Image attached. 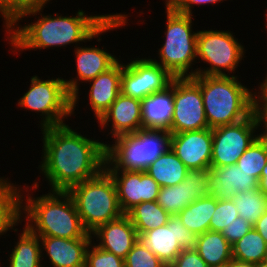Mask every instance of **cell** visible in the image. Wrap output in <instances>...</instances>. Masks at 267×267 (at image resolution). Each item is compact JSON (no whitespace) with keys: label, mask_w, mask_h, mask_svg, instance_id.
<instances>
[{"label":"cell","mask_w":267,"mask_h":267,"mask_svg":"<svg viewBox=\"0 0 267 267\" xmlns=\"http://www.w3.org/2000/svg\"><path fill=\"white\" fill-rule=\"evenodd\" d=\"M43 9L24 13L6 30L7 37L5 39L9 40L8 43L12 47V49L10 48L11 53L19 52L21 54V51L24 50L36 51L50 47H66L75 43L74 48H76L78 44H82L81 42H90L95 38L100 42L102 33L105 34L120 27L125 28L124 26L129 21V16L124 13L89 16L81 9L75 13V16H62L58 13L43 15ZM31 15L35 16L37 21L27 25L25 23L24 26L19 25V21L23 20L22 18L25 19L26 16L28 18Z\"/></svg>","instance_id":"obj_1"},{"label":"cell","mask_w":267,"mask_h":267,"mask_svg":"<svg viewBox=\"0 0 267 267\" xmlns=\"http://www.w3.org/2000/svg\"><path fill=\"white\" fill-rule=\"evenodd\" d=\"M72 129L66 124L41 129L42 161L38 167L49 191L68 192L104 169L106 143Z\"/></svg>","instance_id":"obj_2"},{"label":"cell","mask_w":267,"mask_h":267,"mask_svg":"<svg viewBox=\"0 0 267 267\" xmlns=\"http://www.w3.org/2000/svg\"><path fill=\"white\" fill-rule=\"evenodd\" d=\"M20 186V224L25 221V226L32 233L64 239L91 238V233L84 228L76 204L68 192L48 191L35 197L32 193L29 194V186L25 187L26 189Z\"/></svg>","instance_id":"obj_3"},{"label":"cell","mask_w":267,"mask_h":267,"mask_svg":"<svg viewBox=\"0 0 267 267\" xmlns=\"http://www.w3.org/2000/svg\"><path fill=\"white\" fill-rule=\"evenodd\" d=\"M192 78L200 85L210 129L242 121L254 111V88L250 90L243 85L239 77L194 75Z\"/></svg>","instance_id":"obj_4"},{"label":"cell","mask_w":267,"mask_h":267,"mask_svg":"<svg viewBox=\"0 0 267 267\" xmlns=\"http://www.w3.org/2000/svg\"><path fill=\"white\" fill-rule=\"evenodd\" d=\"M165 39L158 49V60H152L162 66L174 78L193 77L196 70L192 65L197 62V33L192 31L193 15L176 12L167 3ZM195 63V64H194ZM190 70V71H189Z\"/></svg>","instance_id":"obj_5"},{"label":"cell","mask_w":267,"mask_h":267,"mask_svg":"<svg viewBox=\"0 0 267 267\" xmlns=\"http://www.w3.org/2000/svg\"><path fill=\"white\" fill-rule=\"evenodd\" d=\"M168 130L140 129L115 137L105 145V170L145 171L170 148Z\"/></svg>","instance_id":"obj_6"},{"label":"cell","mask_w":267,"mask_h":267,"mask_svg":"<svg viewBox=\"0 0 267 267\" xmlns=\"http://www.w3.org/2000/svg\"><path fill=\"white\" fill-rule=\"evenodd\" d=\"M68 193L89 233L124 214L119 206L115 182L105 169L97 176L73 186Z\"/></svg>","instance_id":"obj_7"},{"label":"cell","mask_w":267,"mask_h":267,"mask_svg":"<svg viewBox=\"0 0 267 267\" xmlns=\"http://www.w3.org/2000/svg\"><path fill=\"white\" fill-rule=\"evenodd\" d=\"M29 90L18 100V107L40 113V129L66 124L65 118L72 116V96L68 93L64 78L30 79Z\"/></svg>","instance_id":"obj_8"},{"label":"cell","mask_w":267,"mask_h":267,"mask_svg":"<svg viewBox=\"0 0 267 267\" xmlns=\"http://www.w3.org/2000/svg\"><path fill=\"white\" fill-rule=\"evenodd\" d=\"M230 30H199L197 33V59L209 67L194 68L196 75L231 76L245 58V46ZM240 42V43H239ZM228 72V73H226ZM233 72V73H232Z\"/></svg>","instance_id":"obj_9"},{"label":"cell","mask_w":267,"mask_h":267,"mask_svg":"<svg viewBox=\"0 0 267 267\" xmlns=\"http://www.w3.org/2000/svg\"><path fill=\"white\" fill-rule=\"evenodd\" d=\"M260 127H262L261 119L253 111L242 121L213 128L211 167L236 164L248 147L261 135L258 134Z\"/></svg>","instance_id":"obj_10"},{"label":"cell","mask_w":267,"mask_h":267,"mask_svg":"<svg viewBox=\"0 0 267 267\" xmlns=\"http://www.w3.org/2000/svg\"><path fill=\"white\" fill-rule=\"evenodd\" d=\"M173 104L171 133L209 128L200 85L192 77L174 78Z\"/></svg>","instance_id":"obj_11"},{"label":"cell","mask_w":267,"mask_h":267,"mask_svg":"<svg viewBox=\"0 0 267 267\" xmlns=\"http://www.w3.org/2000/svg\"><path fill=\"white\" fill-rule=\"evenodd\" d=\"M123 63L121 93L143 100L145 97L164 90L174 78L162 66L155 63L151 56L134 58Z\"/></svg>","instance_id":"obj_12"},{"label":"cell","mask_w":267,"mask_h":267,"mask_svg":"<svg viewBox=\"0 0 267 267\" xmlns=\"http://www.w3.org/2000/svg\"><path fill=\"white\" fill-rule=\"evenodd\" d=\"M197 237L178 215H171L166 225L138 235V240L164 264L170 265L182 250L195 248Z\"/></svg>","instance_id":"obj_13"},{"label":"cell","mask_w":267,"mask_h":267,"mask_svg":"<svg viewBox=\"0 0 267 267\" xmlns=\"http://www.w3.org/2000/svg\"><path fill=\"white\" fill-rule=\"evenodd\" d=\"M77 77L72 79H64L68 93L72 96V114H75L77 104H79V87L80 83H86L100 73L111 68L120 58L115 57L107 52V49L97 46H80L74 50ZM118 58V59H117Z\"/></svg>","instance_id":"obj_14"},{"label":"cell","mask_w":267,"mask_h":267,"mask_svg":"<svg viewBox=\"0 0 267 267\" xmlns=\"http://www.w3.org/2000/svg\"><path fill=\"white\" fill-rule=\"evenodd\" d=\"M106 171L115 182L119 206L124 214L137 204L157 200L160 186L147 172Z\"/></svg>","instance_id":"obj_15"},{"label":"cell","mask_w":267,"mask_h":267,"mask_svg":"<svg viewBox=\"0 0 267 267\" xmlns=\"http://www.w3.org/2000/svg\"><path fill=\"white\" fill-rule=\"evenodd\" d=\"M207 172L203 169H188L183 182L160 187L157 203L170 215H177L195 200L209 196Z\"/></svg>","instance_id":"obj_16"},{"label":"cell","mask_w":267,"mask_h":267,"mask_svg":"<svg viewBox=\"0 0 267 267\" xmlns=\"http://www.w3.org/2000/svg\"><path fill=\"white\" fill-rule=\"evenodd\" d=\"M170 148L188 169L210 170L212 129L171 133Z\"/></svg>","instance_id":"obj_17"},{"label":"cell","mask_w":267,"mask_h":267,"mask_svg":"<svg viewBox=\"0 0 267 267\" xmlns=\"http://www.w3.org/2000/svg\"><path fill=\"white\" fill-rule=\"evenodd\" d=\"M97 122L101 129H108L107 127L110 126L107 136L111 135V138L135 133L143 129L142 102L120 93Z\"/></svg>","instance_id":"obj_18"},{"label":"cell","mask_w":267,"mask_h":267,"mask_svg":"<svg viewBox=\"0 0 267 267\" xmlns=\"http://www.w3.org/2000/svg\"><path fill=\"white\" fill-rule=\"evenodd\" d=\"M207 185L210 196L217 200L235 197L237 192H248L259 188V182L239 167L228 165L210 167L207 172Z\"/></svg>","instance_id":"obj_19"},{"label":"cell","mask_w":267,"mask_h":267,"mask_svg":"<svg viewBox=\"0 0 267 267\" xmlns=\"http://www.w3.org/2000/svg\"><path fill=\"white\" fill-rule=\"evenodd\" d=\"M92 241L96 246L125 259L133 245L138 241L137 231L130 218L123 214L116 220L97 227L91 233Z\"/></svg>","instance_id":"obj_20"},{"label":"cell","mask_w":267,"mask_h":267,"mask_svg":"<svg viewBox=\"0 0 267 267\" xmlns=\"http://www.w3.org/2000/svg\"><path fill=\"white\" fill-rule=\"evenodd\" d=\"M39 239L43 257L41 259L48 257L50 267H85L86 252L92 238L64 239L39 236Z\"/></svg>","instance_id":"obj_21"},{"label":"cell","mask_w":267,"mask_h":267,"mask_svg":"<svg viewBox=\"0 0 267 267\" xmlns=\"http://www.w3.org/2000/svg\"><path fill=\"white\" fill-rule=\"evenodd\" d=\"M122 61L118 60L107 71L88 81L89 106L95 119L99 120L121 93Z\"/></svg>","instance_id":"obj_22"},{"label":"cell","mask_w":267,"mask_h":267,"mask_svg":"<svg viewBox=\"0 0 267 267\" xmlns=\"http://www.w3.org/2000/svg\"><path fill=\"white\" fill-rule=\"evenodd\" d=\"M141 102L143 129L170 132L174 112V78L164 90L145 97Z\"/></svg>","instance_id":"obj_23"},{"label":"cell","mask_w":267,"mask_h":267,"mask_svg":"<svg viewBox=\"0 0 267 267\" xmlns=\"http://www.w3.org/2000/svg\"><path fill=\"white\" fill-rule=\"evenodd\" d=\"M18 235L14 248L8 255L9 267H44L41 257V244L39 236L32 233L25 225ZM20 235V236H19Z\"/></svg>","instance_id":"obj_24"},{"label":"cell","mask_w":267,"mask_h":267,"mask_svg":"<svg viewBox=\"0 0 267 267\" xmlns=\"http://www.w3.org/2000/svg\"><path fill=\"white\" fill-rule=\"evenodd\" d=\"M194 249L209 267L225 264L233 258L232 245L217 231L199 234Z\"/></svg>","instance_id":"obj_25"},{"label":"cell","mask_w":267,"mask_h":267,"mask_svg":"<svg viewBox=\"0 0 267 267\" xmlns=\"http://www.w3.org/2000/svg\"><path fill=\"white\" fill-rule=\"evenodd\" d=\"M188 168L169 148L160 155L146 170L160 187L177 185L186 178Z\"/></svg>","instance_id":"obj_26"},{"label":"cell","mask_w":267,"mask_h":267,"mask_svg":"<svg viewBox=\"0 0 267 267\" xmlns=\"http://www.w3.org/2000/svg\"><path fill=\"white\" fill-rule=\"evenodd\" d=\"M19 185L0 177V237L12 230L17 233L19 218Z\"/></svg>","instance_id":"obj_27"},{"label":"cell","mask_w":267,"mask_h":267,"mask_svg":"<svg viewBox=\"0 0 267 267\" xmlns=\"http://www.w3.org/2000/svg\"><path fill=\"white\" fill-rule=\"evenodd\" d=\"M216 208V198L201 197L186 206L177 215L184 226L197 235L209 230V223Z\"/></svg>","instance_id":"obj_28"},{"label":"cell","mask_w":267,"mask_h":267,"mask_svg":"<svg viewBox=\"0 0 267 267\" xmlns=\"http://www.w3.org/2000/svg\"><path fill=\"white\" fill-rule=\"evenodd\" d=\"M126 215L130 218L138 235L166 225L171 217L157 201H147L137 204Z\"/></svg>","instance_id":"obj_29"},{"label":"cell","mask_w":267,"mask_h":267,"mask_svg":"<svg viewBox=\"0 0 267 267\" xmlns=\"http://www.w3.org/2000/svg\"><path fill=\"white\" fill-rule=\"evenodd\" d=\"M232 257L242 262L259 263L267 259V244L252 227L248 233L232 245Z\"/></svg>","instance_id":"obj_30"},{"label":"cell","mask_w":267,"mask_h":267,"mask_svg":"<svg viewBox=\"0 0 267 267\" xmlns=\"http://www.w3.org/2000/svg\"><path fill=\"white\" fill-rule=\"evenodd\" d=\"M232 200L239 217L246 219L252 225L267 211V195H264L259 188L248 192H237Z\"/></svg>","instance_id":"obj_31"},{"label":"cell","mask_w":267,"mask_h":267,"mask_svg":"<svg viewBox=\"0 0 267 267\" xmlns=\"http://www.w3.org/2000/svg\"><path fill=\"white\" fill-rule=\"evenodd\" d=\"M267 163V139L261 134L237 160L236 165L258 182Z\"/></svg>","instance_id":"obj_32"},{"label":"cell","mask_w":267,"mask_h":267,"mask_svg":"<svg viewBox=\"0 0 267 267\" xmlns=\"http://www.w3.org/2000/svg\"><path fill=\"white\" fill-rule=\"evenodd\" d=\"M50 0H0L3 27H11L24 13L46 7Z\"/></svg>","instance_id":"obj_33"},{"label":"cell","mask_w":267,"mask_h":267,"mask_svg":"<svg viewBox=\"0 0 267 267\" xmlns=\"http://www.w3.org/2000/svg\"><path fill=\"white\" fill-rule=\"evenodd\" d=\"M238 216L239 213L232 199H216V208L209 223V230L222 232Z\"/></svg>","instance_id":"obj_34"},{"label":"cell","mask_w":267,"mask_h":267,"mask_svg":"<svg viewBox=\"0 0 267 267\" xmlns=\"http://www.w3.org/2000/svg\"><path fill=\"white\" fill-rule=\"evenodd\" d=\"M124 264L125 267H164L166 265L139 240L128 252Z\"/></svg>","instance_id":"obj_35"},{"label":"cell","mask_w":267,"mask_h":267,"mask_svg":"<svg viewBox=\"0 0 267 267\" xmlns=\"http://www.w3.org/2000/svg\"><path fill=\"white\" fill-rule=\"evenodd\" d=\"M94 242L87 249L85 267H125L124 259L101 249Z\"/></svg>","instance_id":"obj_36"},{"label":"cell","mask_w":267,"mask_h":267,"mask_svg":"<svg viewBox=\"0 0 267 267\" xmlns=\"http://www.w3.org/2000/svg\"><path fill=\"white\" fill-rule=\"evenodd\" d=\"M253 227L246 219L237 217L233 222L222 230V235L233 245L240 240Z\"/></svg>","instance_id":"obj_37"},{"label":"cell","mask_w":267,"mask_h":267,"mask_svg":"<svg viewBox=\"0 0 267 267\" xmlns=\"http://www.w3.org/2000/svg\"><path fill=\"white\" fill-rule=\"evenodd\" d=\"M170 267H209L195 249L182 250Z\"/></svg>","instance_id":"obj_38"},{"label":"cell","mask_w":267,"mask_h":267,"mask_svg":"<svg viewBox=\"0 0 267 267\" xmlns=\"http://www.w3.org/2000/svg\"><path fill=\"white\" fill-rule=\"evenodd\" d=\"M226 0H165V3L170 5L176 12L192 15L194 5H208V4H217L222 3Z\"/></svg>","instance_id":"obj_39"},{"label":"cell","mask_w":267,"mask_h":267,"mask_svg":"<svg viewBox=\"0 0 267 267\" xmlns=\"http://www.w3.org/2000/svg\"><path fill=\"white\" fill-rule=\"evenodd\" d=\"M255 91L254 111L259 117H267V74L265 76V79L262 80L261 83H259L258 89H255Z\"/></svg>","instance_id":"obj_40"},{"label":"cell","mask_w":267,"mask_h":267,"mask_svg":"<svg viewBox=\"0 0 267 267\" xmlns=\"http://www.w3.org/2000/svg\"><path fill=\"white\" fill-rule=\"evenodd\" d=\"M253 227L267 244V211L256 221Z\"/></svg>","instance_id":"obj_41"},{"label":"cell","mask_w":267,"mask_h":267,"mask_svg":"<svg viewBox=\"0 0 267 267\" xmlns=\"http://www.w3.org/2000/svg\"><path fill=\"white\" fill-rule=\"evenodd\" d=\"M259 189L264 195H267V163L261 173V177L259 180Z\"/></svg>","instance_id":"obj_42"},{"label":"cell","mask_w":267,"mask_h":267,"mask_svg":"<svg viewBox=\"0 0 267 267\" xmlns=\"http://www.w3.org/2000/svg\"><path fill=\"white\" fill-rule=\"evenodd\" d=\"M229 267H255V263L242 262L232 258L229 262Z\"/></svg>","instance_id":"obj_43"},{"label":"cell","mask_w":267,"mask_h":267,"mask_svg":"<svg viewBox=\"0 0 267 267\" xmlns=\"http://www.w3.org/2000/svg\"><path fill=\"white\" fill-rule=\"evenodd\" d=\"M261 119L262 122V132L261 134L267 139V117H259Z\"/></svg>","instance_id":"obj_44"},{"label":"cell","mask_w":267,"mask_h":267,"mask_svg":"<svg viewBox=\"0 0 267 267\" xmlns=\"http://www.w3.org/2000/svg\"><path fill=\"white\" fill-rule=\"evenodd\" d=\"M255 267H267V259H264L263 261L256 263Z\"/></svg>","instance_id":"obj_45"},{"label":"cell","mask_w":267,"mask_h":267,"mask_svg":"<svg viewBox=\"0 0 267 267\" xmlns=\"http://www.w3.org/2000/svg\"><path fill=\"white\" fill-rule=\"evenodd\" d=\"M212 267H229V262L222 264V265L212 266Z\"/></svg>","instance_id":"obj_46"},{"label":"cell","mask_w":267,"mask_h":267,"mask_svg":"<svg viewBox=\"0 0 267 267\" xmlns=\"http://www.w3.org/2000/svg\"><path fill=\"white\" fill-rule=\"evenodd\" d=\"M267 11V10H266ZM266 14H265V19H266V24H264L265 26H266V28H267V12H265ZM266 31H267V29H266Z\"/></svg>","instance_id":"obj_47"}]
</instances>
